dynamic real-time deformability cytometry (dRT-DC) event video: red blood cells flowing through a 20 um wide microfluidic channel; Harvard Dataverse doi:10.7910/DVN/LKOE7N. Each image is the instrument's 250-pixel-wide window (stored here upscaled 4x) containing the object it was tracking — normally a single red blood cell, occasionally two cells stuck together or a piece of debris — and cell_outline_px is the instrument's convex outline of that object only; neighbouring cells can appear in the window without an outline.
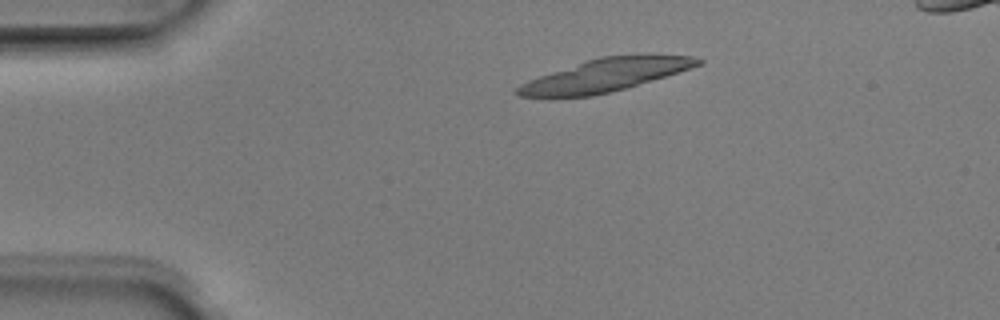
{"species": "Egyptian fruit bat (a non-hibernating species)", "species_latin": "Rousettus aegyptiacus", "temperature_condition": "room temperature", "stored_images_in_passage": 4, "camera_frame_rate_fps": 3000, "um_per_image_px": 0.085, "animal": {"sex": "male"}, "frame": {"image": 1, "passage_image": 3, "time_ms": 0.667, "image_size_px": [1000, 320], "cell_outline_px": [[704, 64], [624, 88], [592, 96], [520, 96], [512, 92], [520, 84], [528, 80], [584, 60], [600, 56], [692, 56], [704, 60]], "centroid_in_image_um": [51.38, 6.39], "position_along_channel_um": 33.6, "area_um2": 33.47}}